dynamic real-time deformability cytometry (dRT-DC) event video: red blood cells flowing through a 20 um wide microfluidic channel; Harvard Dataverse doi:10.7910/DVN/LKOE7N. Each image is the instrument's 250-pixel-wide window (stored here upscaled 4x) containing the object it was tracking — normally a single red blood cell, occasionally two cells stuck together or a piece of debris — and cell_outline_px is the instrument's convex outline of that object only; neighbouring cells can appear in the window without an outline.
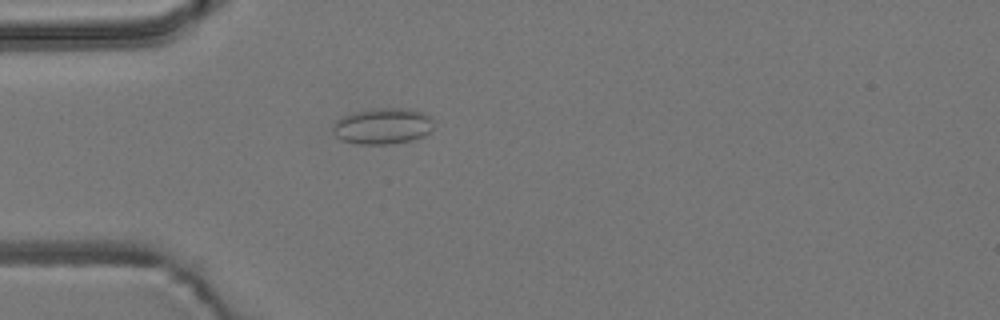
{"species": "common noctule bat (a hibernating species)", "species_latin": "Nyctalus noctula", "temperature_condition": "room temperature", "stored_images_in_passage": 2, "camera_frame_rate_fps": 3000, "um_per_image_px": 0.085, "animal": {"sex": "male", "body_mass_g": 19.2, "forearm_length_mm": 51.8}, "frame": {"image": 1, "passage_image": 2, "time_ms": 1.333, "image_size_px": [1000, 320], "cell_outline_px": [[432, 132], [424, 136], [412, 140], [388, 144], [360, 144], [344, 140], [336, 136], [332, 132], [332, 124], [336, 120], [352, 112], [380, 108], [408, 108], [424, 112], [432, 116]], "centroid_in_image_um": [32.56, 10.71], "position_along_channel_um": 52.4, "area_um2": 21.39}}